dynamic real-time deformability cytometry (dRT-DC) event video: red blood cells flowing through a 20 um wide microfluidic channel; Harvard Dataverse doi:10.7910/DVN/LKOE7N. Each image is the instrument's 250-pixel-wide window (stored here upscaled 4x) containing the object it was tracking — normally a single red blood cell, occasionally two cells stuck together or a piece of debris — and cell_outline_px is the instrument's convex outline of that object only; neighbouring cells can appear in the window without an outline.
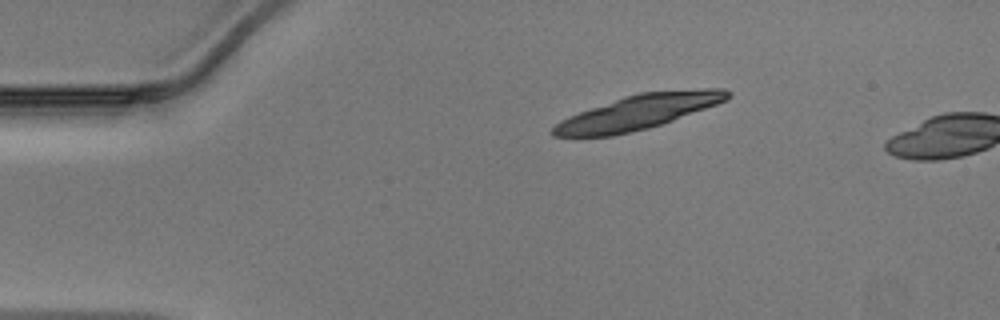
{"species": "Egyptian fruit bat (a non-hibernating species)", "species_latin": "Rousettus aegyptiacus", "temperature_condition": "warm", "stored_images_in_passage": 3, "camera_frame_rate_fps": 3000, "um_per_image_px": 0.085, "animal": {"sex": "male"}, "frame": {"image": 1, "passage_image": 1, "time_ms": 0.0, "image_size_px": [1000, 320], "cell_outline_px": [[732, 96], [728, 100], [672, 120], [648, 128], [612, 136], [552, 136], [548, 132], [560, 120], [568, 116], [624, 96], [640, 92], [704, 88], [724, 88], [732, 92]], "centroid_in_image_um": [54.27, 9.51], "position_along_channel_um": 30.7, "area_um2": 34.97}}